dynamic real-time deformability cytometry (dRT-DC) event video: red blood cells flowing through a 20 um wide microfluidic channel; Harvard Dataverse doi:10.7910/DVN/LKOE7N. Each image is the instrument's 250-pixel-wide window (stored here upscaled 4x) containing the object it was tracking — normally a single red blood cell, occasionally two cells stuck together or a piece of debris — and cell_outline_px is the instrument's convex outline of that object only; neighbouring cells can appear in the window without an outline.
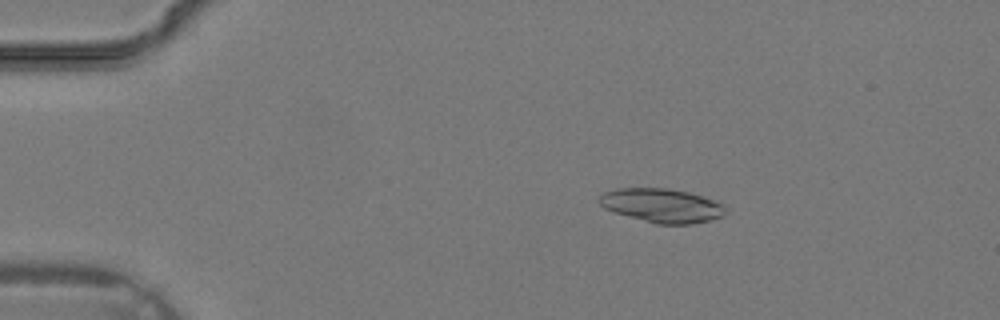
{"species": "common noctule bat (a hibernating species)", "species_latin": "Nyctalus noctula", "temperature_condition": "warm", "stored_images_in_passage": 19, "camera_frame_rate_fps": 3000, "um_per_image_px": 0.085, "animal": {"sex": "male", "body_mass_g": 19.2, "forearm_length_mm": 51.8}, "frame": {"image": 1, "passage_image": 1, "time_ms": 0.0, "image_size_px": [1000, 320], "cell_outline_px": [[724, 216], [692, 224], [656, 224], [616, 212], [604, 208], [596, 200], [604, 192], [616, 188], [668, 188], [688, 192], [716, 200], [724, 204]], "centroid_in_image_um": [56.25, 17.46], "position_along_channel_um": 28.7, "area_um2": 24.91}}
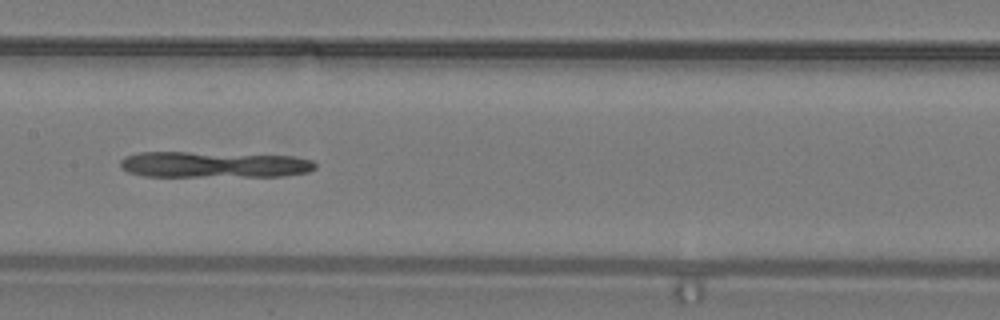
{"frame": {"image": 2, "passage_image": 13, "time_ms": 4.0, "image_size_px": [1000, 320], "cell_outline_px": [[316, 168], [308, 172], [280, 176], [144, 176], [128, 172], [120, 168], [120, 160], [124, 156], [140, 152], [188, 152], [292, 156], [312, 160], [316, 164]], "centroid_in_image_um": [18.14, 13.99], "position_along_channel_um": 189.3, "area_um2": 29.59}}
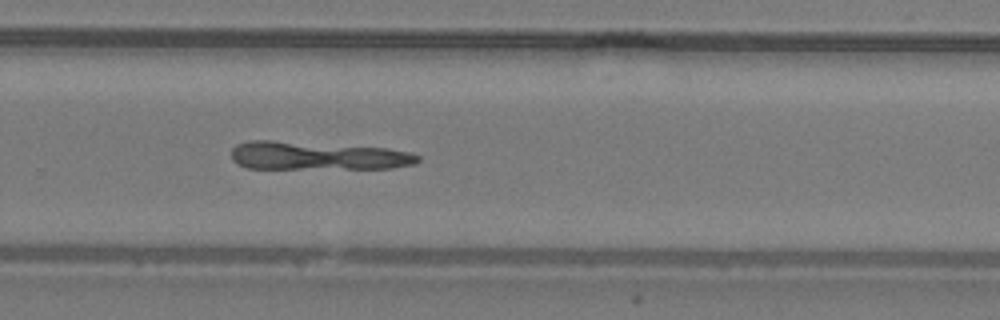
{"frame": {"image": 3, "passage_image": 19, "time_ms": 6.0, "image_size_px": [1000, 320], "cell_outline_px": [[420, 160], [416, 164], [392, 168], [248, 168], [236, 164], [232, 160], [232, 148], [236, 144], [248, 140], [272, 140], [388, 148], [412, 152], [420, 156]], "centroid_in_image_um": [26.99, 13.24], "position_along_channel_um": 302.8, "area_um2": 30.92}}